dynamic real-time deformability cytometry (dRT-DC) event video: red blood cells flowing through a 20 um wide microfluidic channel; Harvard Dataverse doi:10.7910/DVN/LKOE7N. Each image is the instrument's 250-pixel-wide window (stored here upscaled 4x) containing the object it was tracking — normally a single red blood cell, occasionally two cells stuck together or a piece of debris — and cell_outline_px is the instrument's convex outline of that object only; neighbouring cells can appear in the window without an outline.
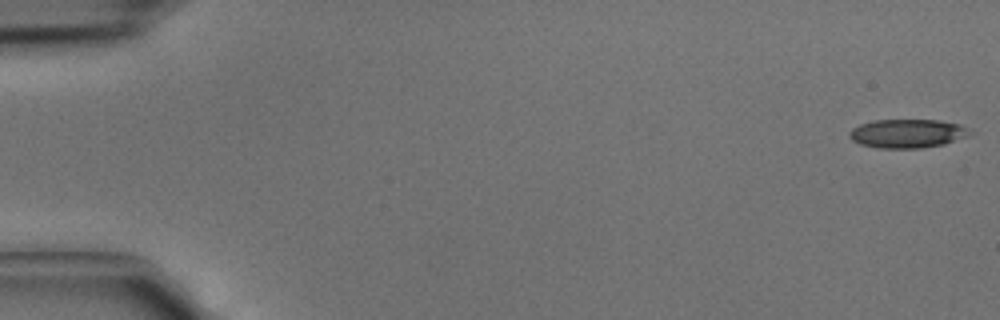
{"species": "common noctule bat (a hibernating species)", "species_latin": "Nyctalus noctula", "temperature_condition": "cold", "stored_images_in_passage": 43, "camera_frame_rate_fps": 3000, "um_per_image_px": 0.085, "animal": {"sex": "male", "body_mass_g": 15.6}, "frame": {"image": 1, "passage_image": 1, "time_ms": 0.0, "image_size_px": [1000, 320], "cell_outline_px": [[976, 132], [968, 136], [944, 144], [920, 148], [880, 148], [860, 144], [852, 140], [848, 136], [848, 132], [852, 128], [860, 124], [872, 120], [940, 120], [960, 124]], "centroid_in_image_um": [77.15, 11.34], "position_along_channel_um": 7.9, "area_um2": 20.4}}
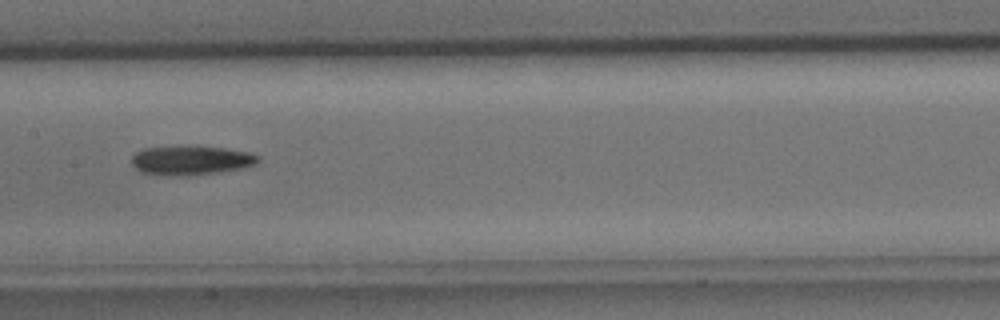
{"frame": {"image": 2, "passage_image": 22, "time_ms": 7.0, "image_size_px": [1000, 320], "cell_outline_px": [[260, 160], [256, 164], [244, 168], [220, 172], [188, 176], [164, 176], [140, 172], [132, 164], [132, 156], [136, 152], [144, 148], [188, 144], [224, 148], [248, 152], [260, 156]], "centroid_in_image_um": [16.23, 13.61], "position_along_channel_um": 191.2, "area_um2": 22.31}}
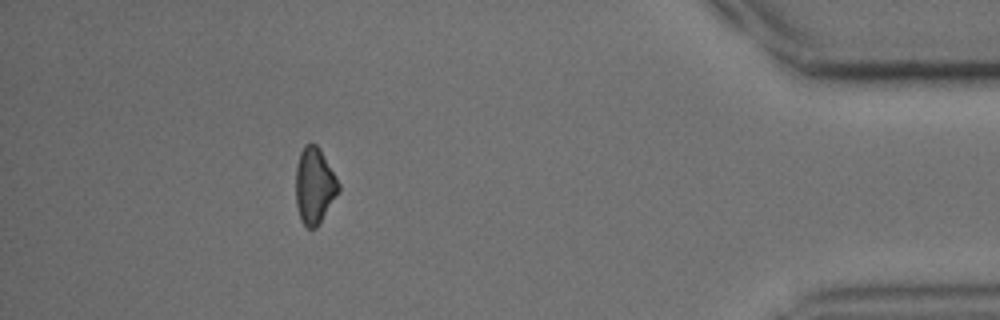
{"frame": {"image": 3, "passage_image": 39, "time_ms": 12.667, "image_size_px": [1000, 320], "cell_outline_px": [[340, 192], [316, 228], [308, 228], [300, 220], [296, 204], [296, 164], [300, 152], [304, 144], [316, 144], [320, 148], [336, 176], [340, 184]], "centroid_in_image_um": [26.73, 15.78], "position_along_channel_um": 408.5, "area_um2": 19.19}}